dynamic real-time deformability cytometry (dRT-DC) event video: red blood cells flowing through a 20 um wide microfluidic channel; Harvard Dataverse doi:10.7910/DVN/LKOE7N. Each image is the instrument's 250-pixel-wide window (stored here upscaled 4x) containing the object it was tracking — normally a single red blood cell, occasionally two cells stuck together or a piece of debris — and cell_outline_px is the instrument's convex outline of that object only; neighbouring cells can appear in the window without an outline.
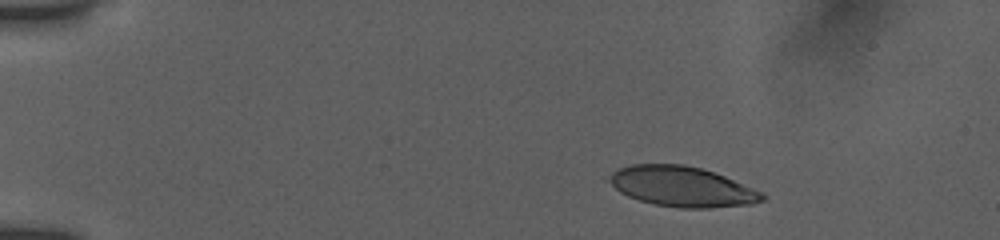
{"species": "human", "species_latin": "Homo sapiens", "temperature_condition": "room temperature", "stored_images_in_passage": 12, "camera_frame_rate_fps": 3000, "um_per_image_px": 0.085, "donor": {"sex": "female"}, "frame": {"image": 1, "passage_image": 4, "time_ms": 1.667, "image_size_px": [1000, 240], "cell_outline_px": [[768, 196], [764, 200], [752, 204], [708, 208], [680, 208], [656, 204], [640, 200], [628, 196], [620, 192], [604, 180], [604, 176], [620, 168], [632, 164], [684, 164], [700, 168], [724, 176], [764, 192]], "centroid_in_image_um": [57.95, 15.86], "position_along_channel_um": 27.1, "area_um2": 36.07}}
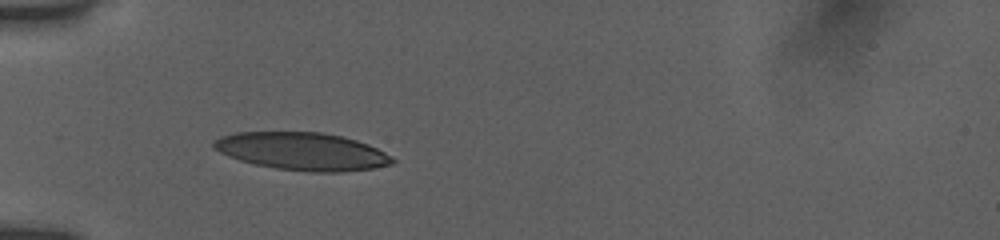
{"frame": {"image": 2, "passage_image": 9, "time_ms": 4.667, "image_size_px": [1000, 240], "cell_outline_px": [[396, 160], [392, 164], [376, 168], [340, 172], [312, 172], [276, 168], [256, 164], [240, 160], [228, 156], [212, 148], [212, 140], [220, 136], [236, 132], [320, 132], [340, 136], [356, 140], [368, 144], [392, 156]], "centroid_in_image_um": [25.68, 12.86], "position_along_channel_um": 59.3, "area_um2": 39.3}}
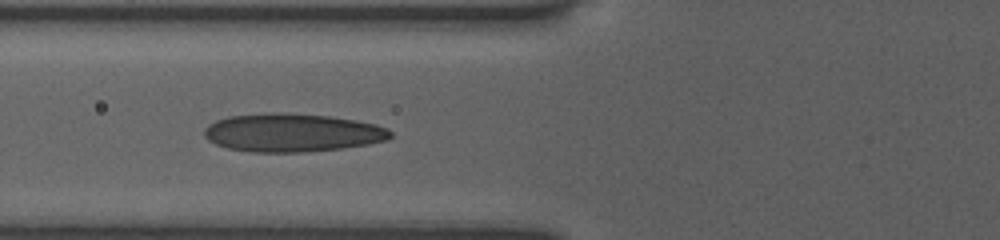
{"frame": {"image": 3, "passage_image": 11, "time_ms": 6.0, "image_size_px": [1000, 240], "cell_outline_px": [[392, 136], [388, 140], [368, 144], [340, 148], [304, 152], [252, 152], [228, 148], [216, 144], [208, 140], [204, 136], [204, 128], [208, 124], [216, 120], [228, 116], [264, 112], [288, 112], [332, 116], [356, 120], [376, 124], [388, 128], [392, 132]], "centroid_in_image_um": [24.84, 11.26], "position_along_channel_um": 101.0, "area_um2": 42.02}}